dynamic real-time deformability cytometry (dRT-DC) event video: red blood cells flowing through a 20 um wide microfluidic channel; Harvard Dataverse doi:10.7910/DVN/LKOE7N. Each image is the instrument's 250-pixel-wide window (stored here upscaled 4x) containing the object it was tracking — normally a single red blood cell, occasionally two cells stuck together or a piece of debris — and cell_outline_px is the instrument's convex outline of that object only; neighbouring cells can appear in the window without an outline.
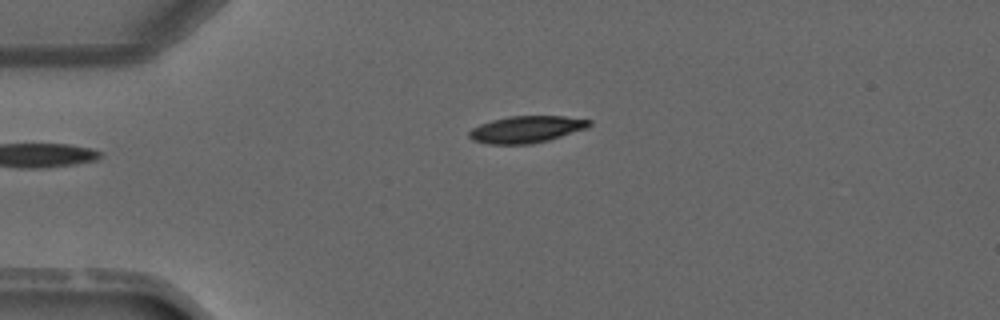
{"species": "common noctule bat (a hibernating species)", "species_latin": "Nyctalus noctula", "temperature_condition": "warm", "stored_images_in_passage": 3, "camera_frame_rate_fps": 3000, "um_per_image_px": 0.085, "animal": {"sex": "male", "forearm_length_mm": 52.5}, "frame": {"image": 1, "passage_image": 3, "time_ms": 2.667, "image_size_px": [1000, 320], "cell_outline_px": [[592, 124], [588, 128], [548, 140], [532, 144], [488, 144], [472, 140], [468, 136], [468, 132], [472, 128], [480, 124], [492, 120], [508, 116], [564, 116], [592, 120]], "centroid_in_image_um": [44.75, 10.99], "position_along_channel_um": 40.3, "area_um2": 18.9}}